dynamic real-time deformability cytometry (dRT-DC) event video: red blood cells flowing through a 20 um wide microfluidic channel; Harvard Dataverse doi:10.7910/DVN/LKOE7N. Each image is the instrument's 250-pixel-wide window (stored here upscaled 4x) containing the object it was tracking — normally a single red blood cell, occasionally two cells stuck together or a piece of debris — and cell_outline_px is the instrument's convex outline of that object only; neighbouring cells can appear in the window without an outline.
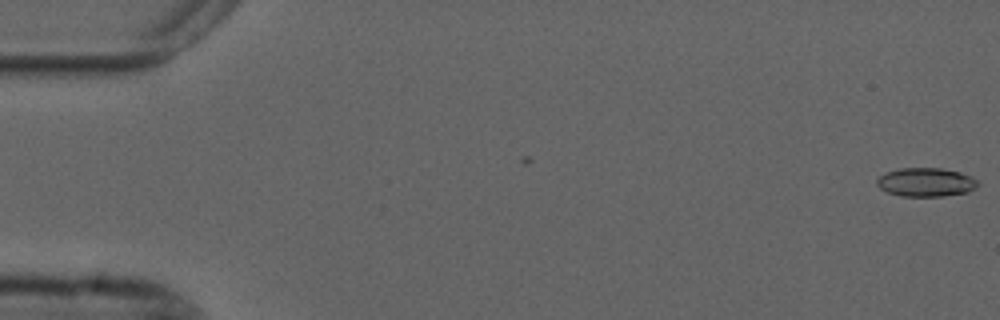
{"species": "common noctule bat (a hibernating species)", "species_latin": "Nyctalus noctula", "temperature_condition": "cold", "stored_images_in_passage": 2, "camera_frame_rate_fps": 3000, "um_per_image_px": 0.085, "animal": {"sex": "male", "forearm_length_mm": 52.5}, "frame": {"image": 1, "passage_image": 2, "time_ms": 1.0, "image_size_px": [1000, 320], "cell_outline_px": [[980, 184], [976, 188], [968, 192], [944, 196], [900, 196], [888, 192], [880, 188], [876, 184], [876, 180], [880, 176], [888, 172], [900, 168], [940, 168], [960, 172], [972, 176]], "centroid_in_image_um": [78.73, 15.49], "position_along_channel_um": 6.3, "area_um2": 16.94}}